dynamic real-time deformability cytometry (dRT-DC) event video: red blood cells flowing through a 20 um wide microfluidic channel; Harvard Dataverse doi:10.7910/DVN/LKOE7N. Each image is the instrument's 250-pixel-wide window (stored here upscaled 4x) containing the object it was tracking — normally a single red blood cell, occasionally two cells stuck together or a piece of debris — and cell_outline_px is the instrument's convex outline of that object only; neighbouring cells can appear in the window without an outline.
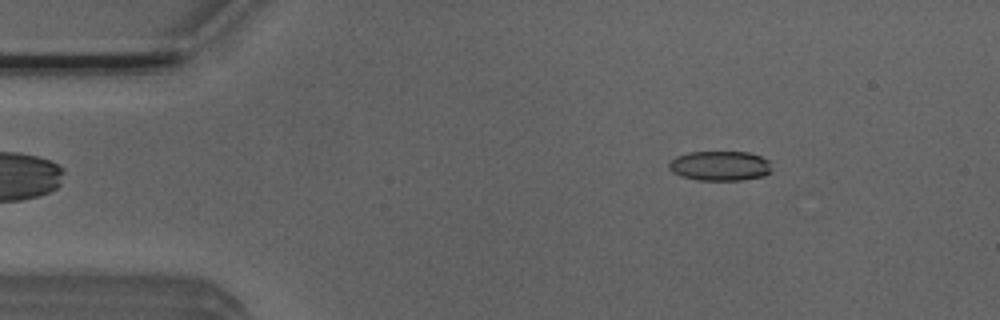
{"species": "Egyptian fruit bat (a non-hibernating species)", "species_latin": "Rousettus aegyptiacus", "temperature_condition": "room temperature", "stored_images_in_passage": 11, "camera_frame_rate_fps": 3000, "um_per_image_px": 0.085, "animal": {"sex": "male"}, "frame": {"image": 1, "passage_image": 7, "time_ms": 2.0, "image_size_px": [1000, 320], "cell_outline_px": [[772, 172], [764, 176], [740, 180], [696, 180], [680, 176], [672, 172], [668, 168], [668, 164], [676, 156], [688, 152], [748, 152], [760, 156], [768, 160]], "centroid_in_image_um": [61.18, 14.1], "position_along_channel_um": 23.8, "area_um2": 17.92}}